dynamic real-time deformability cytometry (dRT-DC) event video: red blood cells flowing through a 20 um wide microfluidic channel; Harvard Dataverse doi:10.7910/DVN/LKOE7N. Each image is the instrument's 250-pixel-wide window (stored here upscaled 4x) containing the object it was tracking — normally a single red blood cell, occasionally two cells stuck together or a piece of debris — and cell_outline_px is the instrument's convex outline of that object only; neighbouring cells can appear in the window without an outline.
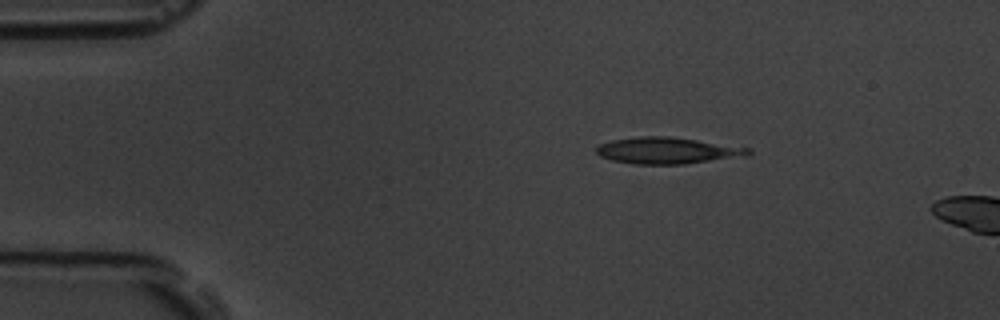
{"species": "common noctule bat (a hibernating species)", "species_latin": "Nyctalus noctula", "temperature_condition": "room temperature", "stored_images_in_passage": 3, "camera_frame_rate_fps": 3000, "um_per_image_px": 0.085, "animal": {"sex": "male", "body_mass_g": 19.5, "forearm_length_mm": 54.6}, "frame": {"image": 1, "passage_image": 1, "time_ms": 0.0, "image_size_px": [1000, 320], "cell_outline_px": [[752, 152], [748, 156], [684, 164], [636, 164], [612, 160], [600, 156], [596, 152], [596, 148], [600, 144], [612, 140], [640, 136], [668, 136], [696, 140], [748, 148]], "centroid_in_image_um": [56.72, 12.8], "position_along_channel_um": 28.3, "area_um2": 23.24}}